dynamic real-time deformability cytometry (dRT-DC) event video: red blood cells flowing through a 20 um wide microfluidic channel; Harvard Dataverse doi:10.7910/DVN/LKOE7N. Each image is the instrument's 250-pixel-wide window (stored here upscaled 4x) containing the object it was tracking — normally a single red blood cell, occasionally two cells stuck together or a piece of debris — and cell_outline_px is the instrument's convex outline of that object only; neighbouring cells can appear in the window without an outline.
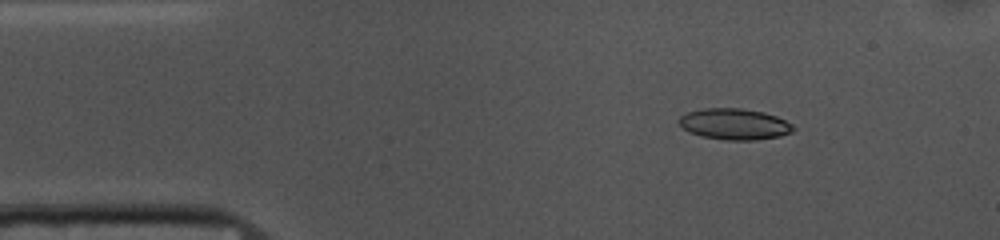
{"species": "common noctule bat (a hibernating species)", "species_latin": "Nyctalus noctula", "temperature_condition": "cold", "stored_images_in_passage": 47, "camera_frame_rate_fps": 3000, "um_per_image_px": 0.085, "animal": {"sex": "female", "body_mass_g": 10.0, "forearm_length_mm": 53.1}, "frame": {"image": 1, "passage_image": 1, "time_ms": 0.0, "image_size_px": [1000, 240], "cell_outline_px": [[796, 128], [792, 132], [780, 136], [756, 140], [724, 140], [704, 136], [688, 132], [680, 124], [680, 116], [688, 112], [704, 108], [744, 108], [764, 112], [776, 116], [792, 124]], "centroid_in_image_um": [62.46, 10.54], "position_along_channel_um": 22.5, "area_um2": 20.69}}
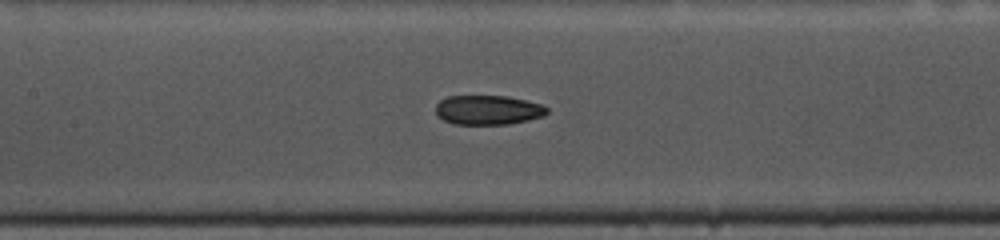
{"frame": {"image": 2, "passage_image": 17, "time_ms": 5.333, "image_size_px": [1000, 240], "cell_outline_px": [[548, 112], [544, 116], [528, 120], [508, 124], [456, 124], [444, 120], [436, 116], [436, 104], [440, 100], [448, 96], [508, 96], [544, 104], [548, 108]], "centroid_in_image_um": [41.5, 9.34], "position_along_channel_um": 165.9, "area_um2": 19.25}}
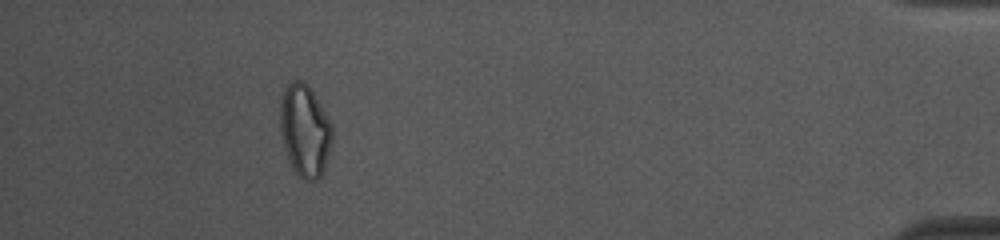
{"frame": {"image": 3, "passage_image": 42, "time_ms": 13.667, "image_size_px": [1000, 240], "cell_outline_px": [[332, 144], [324, 168], [320, 176], [316, 180], [304, 180], [292, 168], [284, 148], [280, 132], [280, 100], [284, 88], [292, 80], [300, 80], [308, 84], [332, 124]], "centroid_in_image_um": [25.9, 11.08], "position_along_channel_um": 409.3, "area_um2": 28.03}, "authors_computed_cell_mechanics": {"area_um2": 20.519, "velocity_mm_per_s": 3.6957, "shape_relaxation_time_tau1_ms": 6.4262, "shape_relaxation_time_tau2_ms": 3.6949, "deformation_change_tau1": 0.1292, "deformation_change_tau2": 0.0859}}